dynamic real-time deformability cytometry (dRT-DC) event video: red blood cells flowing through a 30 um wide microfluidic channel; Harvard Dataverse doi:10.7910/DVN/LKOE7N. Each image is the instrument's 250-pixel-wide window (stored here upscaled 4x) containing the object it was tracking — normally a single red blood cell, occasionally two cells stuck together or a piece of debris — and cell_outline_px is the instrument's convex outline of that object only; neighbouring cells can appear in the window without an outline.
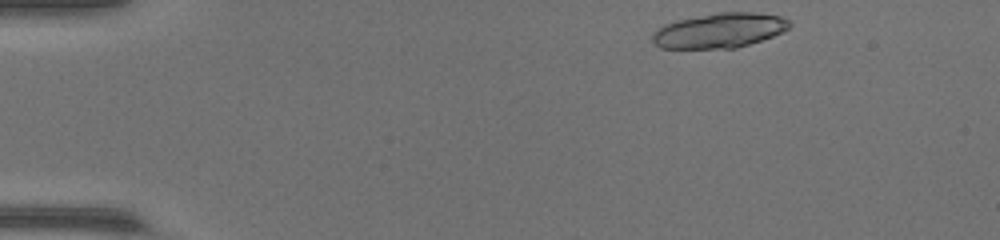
{"species": "common noctule bat (a hibernating species)", "species_latin": "Nyctalus noctula", "temperature_condition": "warm", "stored_images_in_passage": 14, "camera_frame_rate_fps": 3000, "um_per_image_px": 0.085, "animal": {"sex": "female", "body_mass_g": 17.0, "forearm_length_mm": 48.0}, "frame": {"image": 1, "passage_image": 1, "time_ms": 0.0, "image_size_px": [1000, 240], "cell_outline_px": [[792, 24], [784, 32], [736, 48], [660, 48], [652, 40], [652, 32], [664, 24], [676, 20], [716, 12], [756, 12], [780, 16], [788, 20]], "centroid_in_image_um": [61.14, 2.58], "position_along_channel_um": 23.9, "area_um2": 27.86}}
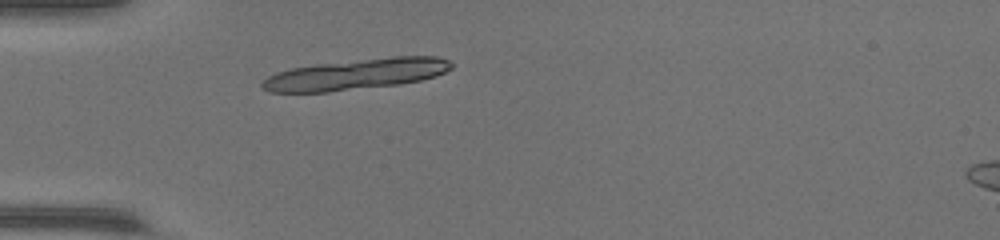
{"frame": {"image": 2, "passage_image": 10, "time_ms": 3.0, "image_size_px": [1000, 240], "cell_outline_px": [[452, 68], [436, 76], [420, 80], [400, 84], [328, 92], [268, 92], [260, 88], [260, 84], [268, 76], [276, 72], [292, 68], [316, 64], [392, 56], [440, 56], [448, 60], [452, 64]], "centroid_in_image_um": [30.26, 6.31], "position_along_channel_um": 54.7, "area_um2": 34.1}}